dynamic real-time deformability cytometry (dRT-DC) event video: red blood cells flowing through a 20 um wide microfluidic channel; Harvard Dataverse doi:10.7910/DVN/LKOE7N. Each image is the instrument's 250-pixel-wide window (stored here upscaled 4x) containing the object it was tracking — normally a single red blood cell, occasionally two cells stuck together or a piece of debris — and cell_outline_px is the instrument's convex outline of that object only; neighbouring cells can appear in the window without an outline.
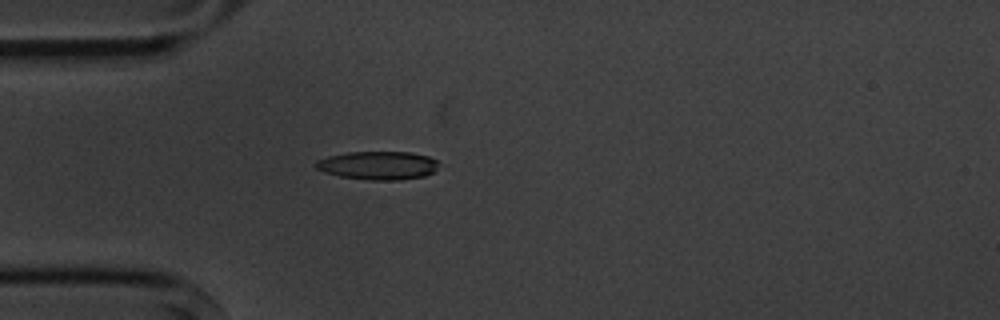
{"species": "common noctule bat (a hibernating species)", "species_latin": "Nyctalus noctula", "temperature_condition": "cold", "stored_images_in_passage": 1, "camera_frame_rate_fps": 3000, "um_per_image_px": 0.085, "animal": {"sex": "male", "body_mass_g": 20.1, "forearm_length_mm": 53.5}, "frame": {"image": 1, "passage_image": 1, "time_ms": 0.0, "image_size_px": [1000, 320], "cell_outline_px": [[436, 168], [432, 172], [424, 176], [400, 180], [372, 180], [340, 176], [324, 172], [316, 168], [316, 160], [328, 156], [348, 152], [408, 152], [428, 156], [436, 160]], "centroid_in_image_um": [32.1, 14.06], "position_along_channel_um": 52.9, "area_um2": 20.11}}